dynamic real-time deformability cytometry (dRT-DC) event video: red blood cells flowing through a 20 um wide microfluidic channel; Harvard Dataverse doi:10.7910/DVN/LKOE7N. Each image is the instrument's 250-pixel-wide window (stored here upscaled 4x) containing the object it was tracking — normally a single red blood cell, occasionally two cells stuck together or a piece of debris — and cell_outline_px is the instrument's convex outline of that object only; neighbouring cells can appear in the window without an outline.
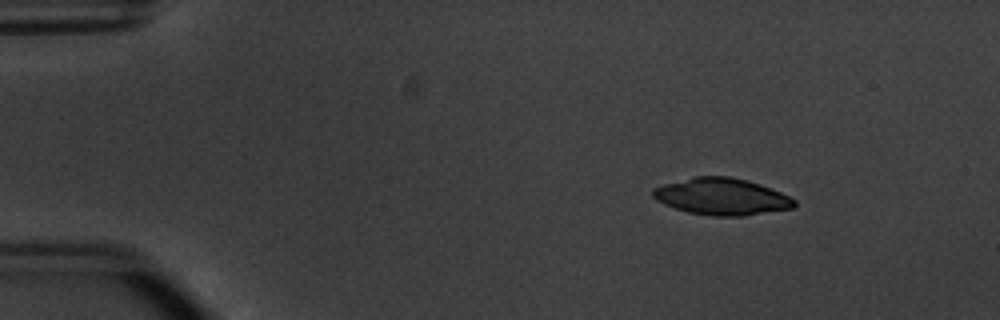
{"species": "common noctule bat (a hibernating species)", "species_latin": "Nyctalus noctula", "temperature_condition": "warm", "stored_images_in_passage": 52, "camera_frame_rate_fps": 3000, "um_per_image_px": 0.085, "animal": {"sex": "male", "body_mass_g": 20.1, "forearm_length_mm": 53.5}, "frame": {"image": 1, "passage_image": 7, "time_ms": 2.0, "image_size_px": [1000, 320], "cell_outline_px": [[796, 204], [792, 208], [744, 216], [712, 216], [688, 212], [664, 204], [656, 200], [652, 196], [652, 188], [664, 184], [692, 176], [732, 176], [748, 180], [760, 184], [780, 192], [796, 200]], "centroid_in_image_um": [61.32, 16.7], "position_along_channel_um": 23.7, "area_um2": 30.4}}